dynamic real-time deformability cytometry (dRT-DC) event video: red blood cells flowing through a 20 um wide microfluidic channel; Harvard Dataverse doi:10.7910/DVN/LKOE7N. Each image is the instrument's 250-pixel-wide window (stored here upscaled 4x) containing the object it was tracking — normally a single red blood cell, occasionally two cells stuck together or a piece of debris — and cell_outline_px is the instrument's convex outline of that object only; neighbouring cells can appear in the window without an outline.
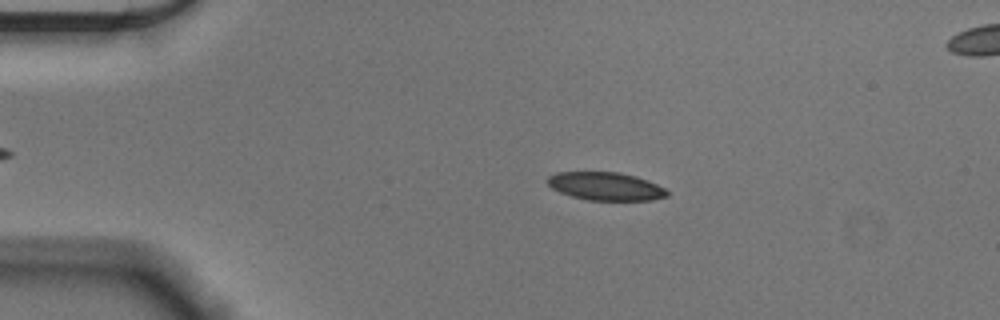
{"species": "Egyptian fruit bat (a non-hibernating species)", "species_latin": "Rousettus aegyptiacus", "temperature_condition": "cold", "stored_images_in_passage": 48, "camera_frame_rate_fps": 3000, "um_per_image_px": 0.085, "animal": {"sex": "male"}, "frame": {"image": 1, "passage_image": 11, "time_ms": 3.333, "image_size_px": [1000, 320], "cell_outline_px": [[668, 196], [652, 200], [588, 200], [572, 196], [560, 192], [552, 188], [548, 184], [548, 176], [556, 172], [620, 172], [636, 176], [648, 180], [664, 188], [668, 192]], "centroid_in_image_um": [51.49, 15.83], "position_along_channel_um": 33.5, "area_um2": 19.54}}
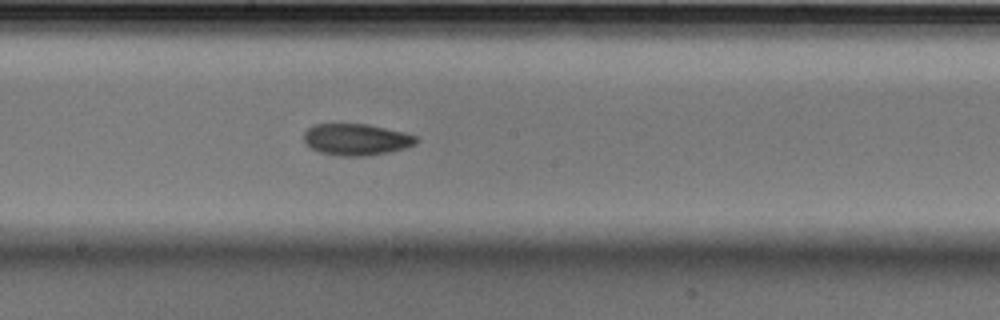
{"frame": {"image": 2, "passage_image": 30, "time_ms": 9.667, "image_size_px": [1000, 320], "cell_outline_px": [[420, 140], [416, 144], [404, 148], [388, 152], [368, 156], [336, 156], [320, 152], [312, 148], [304, 140], [304, 132], [308, 128], [316, 124], [368, 124], [404, 132], [416, 136]], "centroid_in_image_um": [30.31, 11.86], "position_along_channel_um": 217.9, "area_um2": 20.69}}
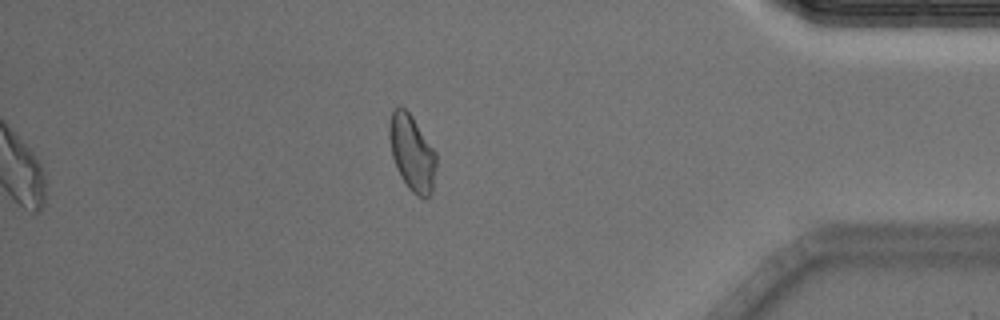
{"frame": {"image": 3, "passage_image": 48, "time_ms": 15.667, "image_size_px": [1000, 320], "cell_outline_px": [[436, 168], [432, 192], [424, 200], [416, 196], [408, 188], [400, 176], [396, 168], [392, 156], [388, 136], [388, 124], [392, 112], [400, 104], [412, 116], [436, 152]], "centroid_in_image_um": [35.01, 13.01], "position_along_channel_um": 400.2, "area_um2": 21.04}, "authors_computed_cell_mechanics": {"area_um2": 20.5768, "velocity_mm_per_s": 3.6016, "shape_relaxation_time_tau1_ms": 4.594, "shape_relaxation_time_tau2_ms": 3.9069, "deformation_change_tau1": 0.1187, "deformation_change_tau2": 0.0675}}